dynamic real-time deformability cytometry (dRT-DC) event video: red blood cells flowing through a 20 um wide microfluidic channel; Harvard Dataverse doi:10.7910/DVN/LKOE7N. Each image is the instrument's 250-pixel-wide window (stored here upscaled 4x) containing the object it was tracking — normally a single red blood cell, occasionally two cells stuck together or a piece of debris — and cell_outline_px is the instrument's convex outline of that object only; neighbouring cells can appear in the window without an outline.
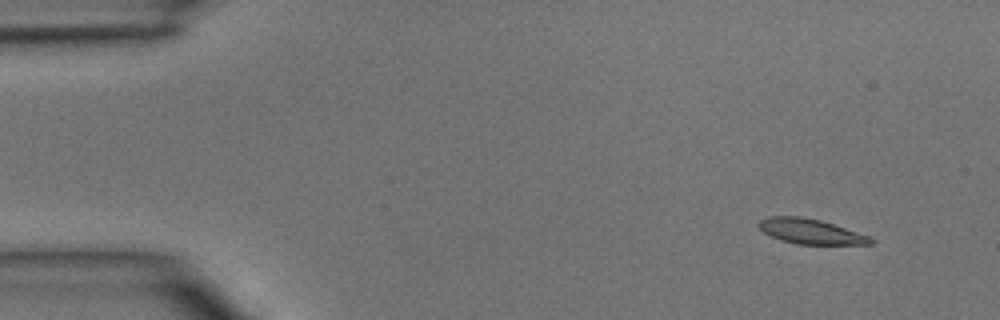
{"species": "common noctule bat (a hibernating species)", "species_latin": "Nyctalus noctula", "temperature_condition": "room temperature", "stored_images_in_passage": 5, "segment_of_instrument_passage": [2, 2], "camera_frame_rate_fps": 3000, "um_per_image_px": 0.085, "animal": {"sex": "male", "body_mass_g": 15.6}, "frame": {"image": 1, "passage_image": 5, "time_ms": 5.333, "image_size_px": [1000, 320], "cell_outline_px": [[876, 240], [872, 244], [796, 244], [780, 240], [764, 232], [756, 224], [760, 220], [768, 216], [800, 216], [820, 220], [868, 236]], "centroid_in_image_um": [68.86, 19.67], "position_along_channel_um": 16.1, "area_um2": 16.13}}